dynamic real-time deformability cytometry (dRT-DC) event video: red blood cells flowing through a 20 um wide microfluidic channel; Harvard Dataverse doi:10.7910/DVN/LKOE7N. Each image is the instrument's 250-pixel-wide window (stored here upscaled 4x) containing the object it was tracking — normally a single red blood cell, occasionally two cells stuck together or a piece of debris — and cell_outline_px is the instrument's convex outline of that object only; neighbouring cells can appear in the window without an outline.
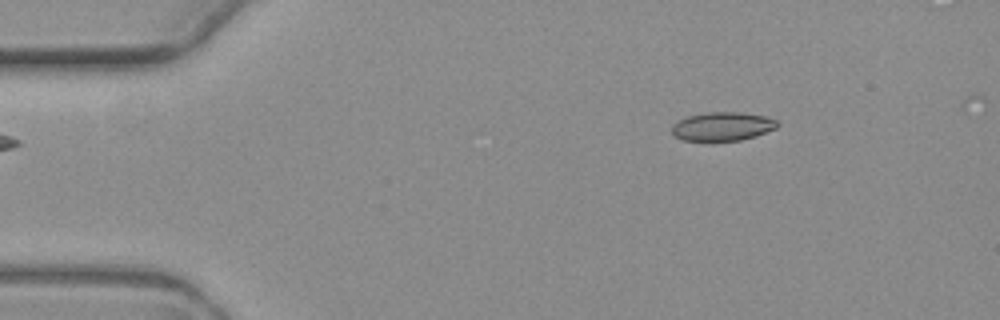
{"species": "common noctule bat (a hibernating species)", "species_latin": "Nyctalus noctula", "temperature_condition": "warm", "stored_images_in_passage": 3, "camera_frame_rate_fps": 3000, "um_per_image_px": 0.085, "animal": {"sex": "female", "body_mass_g": 19.3, "forearm_length_mm": 54.1}, "frame": {"image": 1, "passage_image": 3, "time_ms": 2.333, "image_size_px": [1000, 320], "cell_outline_px": [[780, 124], [776, 128], [756, 136], [740, 140], [684, 140], [672, 136], [672, 124], [688, 116], [708, 112], [740, 112], [768, 116], [776, 120]], "centroid_in_image_um": [61.43, 10.73], "position_along_channel_um": 23.6, "area_um2": 17.63}}